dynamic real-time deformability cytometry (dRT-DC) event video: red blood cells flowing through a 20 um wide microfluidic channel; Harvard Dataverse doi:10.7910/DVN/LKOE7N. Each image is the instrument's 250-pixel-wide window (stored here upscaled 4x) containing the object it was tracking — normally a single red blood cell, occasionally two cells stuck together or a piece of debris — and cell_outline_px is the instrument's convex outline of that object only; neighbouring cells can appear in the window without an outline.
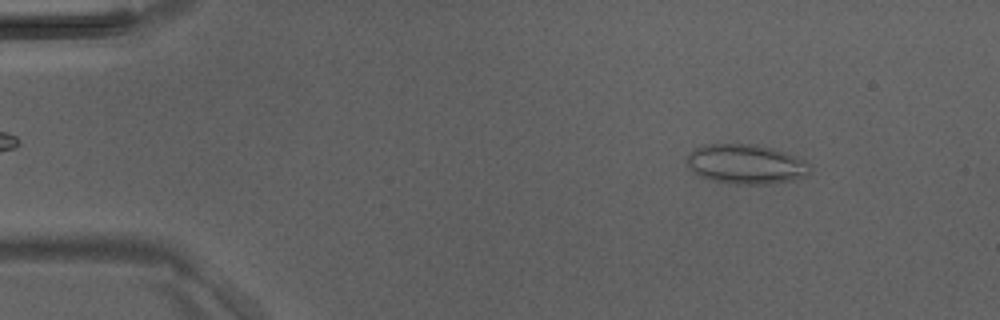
{"species": "Egyptian fruit bat (a non-hibernating species)", "species_latin": "Rousettus aegyptiacus", "temperature_condition": "room temperature", "stored_images_in_passage": 44, "camera_frame_rate_fps": 3000, "um_per_image_px": 0.085, "animal": {"sex": "male"}, "frame": {"image": 1, "passage_image": 5, "time_ms": 1.333, "image_size_px": [1000, 320], "cell_outline_px": [[808, 172], [804, 176], [796, 180], [764, 184], [736, 184], [708, 180], [696, 176], [688, 168], [688, 152], [704, 144], [756, 144], [772, 148], [796, 156], [804, 160], [808, 164]], "centroid_in_image_um": [63.34, 13.96], "position_along_channel_um": 21.7, "area_um2": 28.55}}
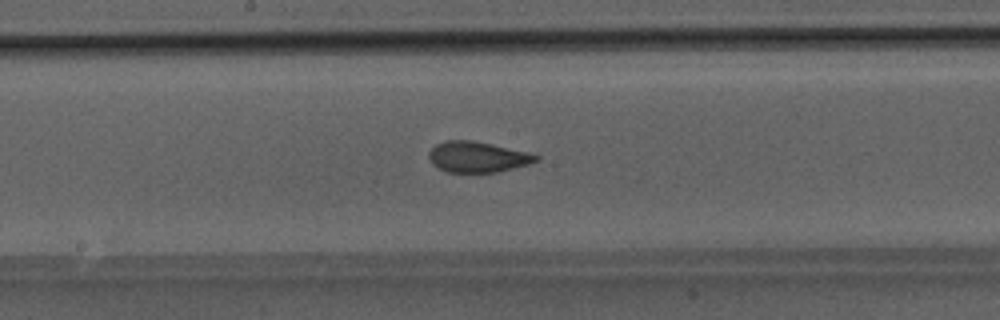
{"frame": {"image": 2, "passage_image": 23, "time_ms": 7.333, "image_size_px": [1000, 320], "cell_outline_px": [[540, 160], [528, 164], [496, 172], [448, 172], [432, 164], [428, 156], [428, 152], [436, 144], [444, 140], [472, 140], [528, 152], [540, 156]], "centroid_in_image_um": [40.57, 13.33], "position_along_channel_um": 207.6, "area_um2": 19.07}}
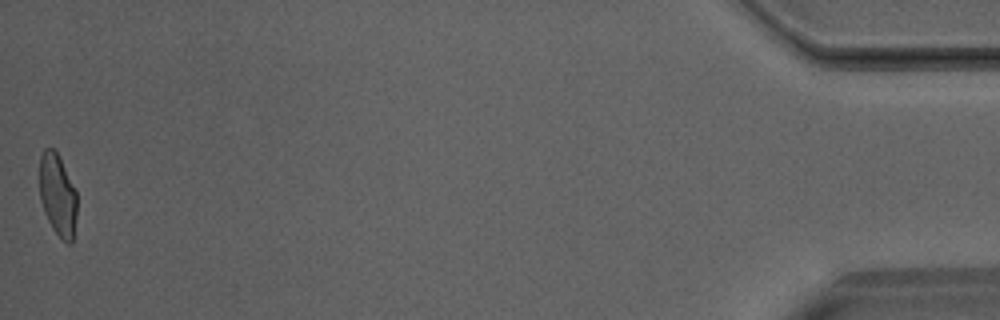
{"frame": {"image": 3, "passage_image": 44, "time_ms": 14.333, "image_size_px": [1000, 320], "cell_outline_px": [[76, 216], [72, 244], [68, 244], [52, 228], [44, 212], [40, 200], [40, 156], [44, 148], [56, 148], [76, 192]], "centroid_in_image_um": [4.89, 16.54], "position_along_channel_um": 430.3, "area_um2": 17.86}}